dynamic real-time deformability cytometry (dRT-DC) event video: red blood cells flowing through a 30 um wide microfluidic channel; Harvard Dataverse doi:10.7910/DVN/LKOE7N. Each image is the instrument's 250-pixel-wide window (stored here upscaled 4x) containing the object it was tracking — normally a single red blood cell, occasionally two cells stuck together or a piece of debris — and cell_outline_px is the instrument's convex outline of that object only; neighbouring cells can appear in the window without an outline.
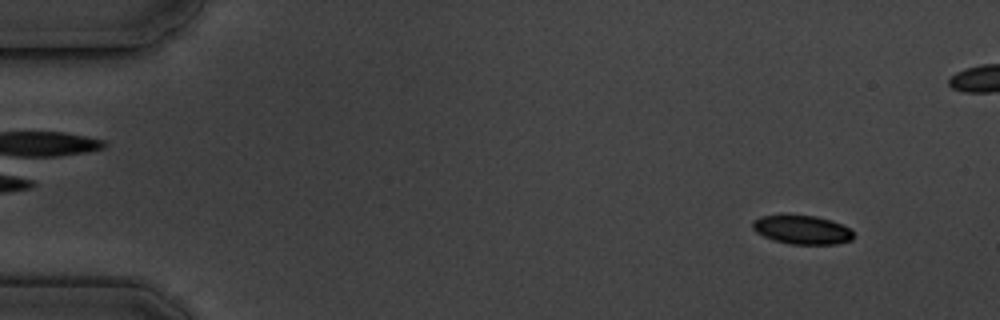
{"species": "common noctule bat (a hibernating species)", "species_latin": "Nyctalus noctula", "temperature_condition": "cold", "stored_images_in_passage": 7, "camera_frame_rate_fps": 3000, "um_per_image_px": 0.085, "animal": {"sex": "male", "body_mass_g": 19.5, "forearm_length_mm": 54.6}, "frame": {"image": 1, "passage_image": 1, "time_ms": 0.0, "image_size_px": [1000, 320], "cell_outline_px": [[852, 240], [836, 244], [788, 244], [772, 240], [756, 232], [752, 228], [752, 220], [760, 216], [816, 216], [832, 220], [848, 228], [852, 232]], "centroid_in_image_um": [68.15, 19.54], "position_along_channel_um": 16.9, "area_um2": 16.76}}